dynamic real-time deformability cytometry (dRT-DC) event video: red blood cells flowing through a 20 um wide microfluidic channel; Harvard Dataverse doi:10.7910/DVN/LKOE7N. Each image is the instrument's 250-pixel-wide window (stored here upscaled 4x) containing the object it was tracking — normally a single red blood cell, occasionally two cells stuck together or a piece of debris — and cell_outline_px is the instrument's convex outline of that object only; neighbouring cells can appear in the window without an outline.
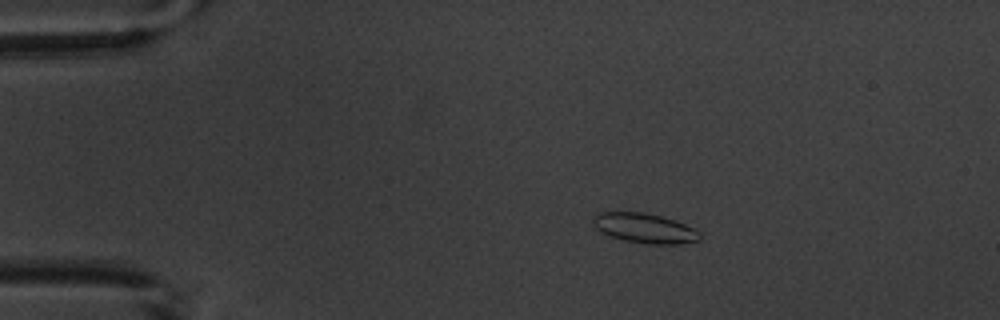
{"species": "common noctule bat (a hibernating species)", "species_latin": "Nyctalus noctula", "temperature_condition": "warm", "stored_images_in_passage": 5, "camera_frame_rate_fps": 3000, "um_per_image_px": 0.085, "animal": {"sex": "male", "body_mass_g": 20.1, "forearm_length_mm": 53.5}, "frame": {"image": 1, "passage_image": 4, "time_ms": 3.333, "image_size_px": [1000, 320], "cell_outline_px": [[700, 240], [680, 244], [648, 244], [624, 240], [600, 232], [596, 228], [592, 220], [600, 212], [640, 212], [660, 216], [696, 228], [700, 232]], "centroid_in_image_um": [54.82, 19.41], "position_along_channel_um": 30.2, "area_um2": 18.32}}